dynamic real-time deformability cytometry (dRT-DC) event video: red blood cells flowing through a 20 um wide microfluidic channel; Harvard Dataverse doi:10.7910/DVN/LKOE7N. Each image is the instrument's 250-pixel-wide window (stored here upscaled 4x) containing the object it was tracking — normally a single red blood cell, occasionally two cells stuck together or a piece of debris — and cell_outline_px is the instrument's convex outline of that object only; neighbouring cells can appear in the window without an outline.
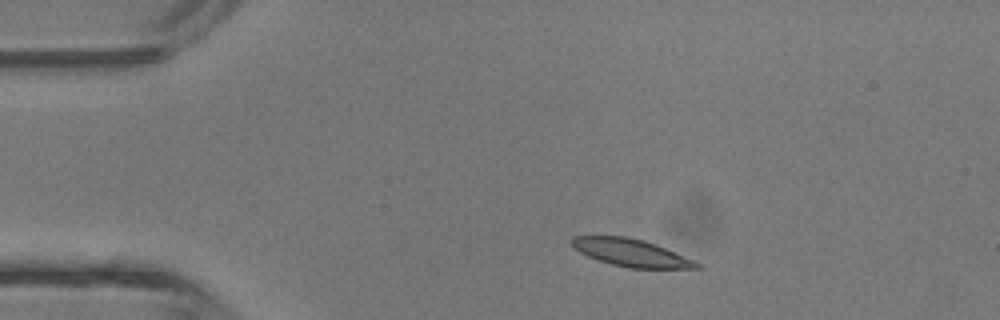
{"species": "common noctule bat (a hibernating species)", "species_latin": "Nyctalus noctula", "temperature_condition": "room temperature", "stored_images_in_passage": 2, "camera_frame_rate_fps": 3000, "um_per_image_px": 0.085, "animal": {"sex": "male", "body_mass_g": 13.3}, "frame": {"image": 1, "passage_image": 1, "time_ms": 0.0, "image_size_px": [1000, 320], "cell_outline_px": [[704, 268], [628, 268], [612, 264], [588, 256], [572, 248], [568, 240], [572, 236], [624, 236], [644, 240], [656, 244], [696, 260]], "centroid_in_image_um": [53.64, 21.47], "position_along_channel_um": 31.4, "area_um2": 20.17}}